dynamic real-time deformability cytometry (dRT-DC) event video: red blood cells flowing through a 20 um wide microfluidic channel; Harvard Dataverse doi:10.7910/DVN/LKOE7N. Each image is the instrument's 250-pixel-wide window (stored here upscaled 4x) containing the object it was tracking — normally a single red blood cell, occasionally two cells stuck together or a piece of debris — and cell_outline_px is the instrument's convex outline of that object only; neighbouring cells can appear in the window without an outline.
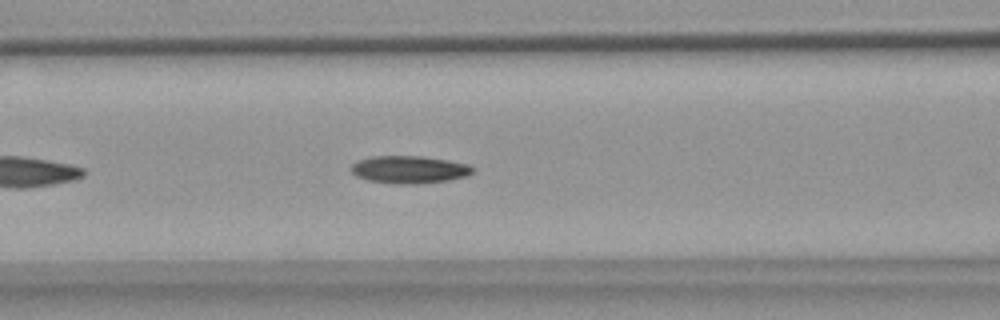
{"species": "common noctule bat (a hibernating species)", "species_latin": "Nyctalus noctula", "temperature_condition": "warm", "stored_images_in_passage": 14, "camera_frame_rate_fps": 3000, "um_per_image_px": 0.085, "animal": {"sex": "female", "body_mass_g": 18.4}, "frame": {"image": 1, "passage_image": 10, "time_ms": 3.0, "image_size_px": [1000, 320], "cell_outline_px": [[476, 168], [468, 176], [448, 180], [416, 184], [396, 184], [368, 180], [356, 176], [348, 168], [356, 160], [372, 156], [420, 156], [448, 160], [468, 164]], "centroid_in_image_um": [34.77, 14.41], "position_along_channel_um": 131.8, "area_um2": 19.71}}